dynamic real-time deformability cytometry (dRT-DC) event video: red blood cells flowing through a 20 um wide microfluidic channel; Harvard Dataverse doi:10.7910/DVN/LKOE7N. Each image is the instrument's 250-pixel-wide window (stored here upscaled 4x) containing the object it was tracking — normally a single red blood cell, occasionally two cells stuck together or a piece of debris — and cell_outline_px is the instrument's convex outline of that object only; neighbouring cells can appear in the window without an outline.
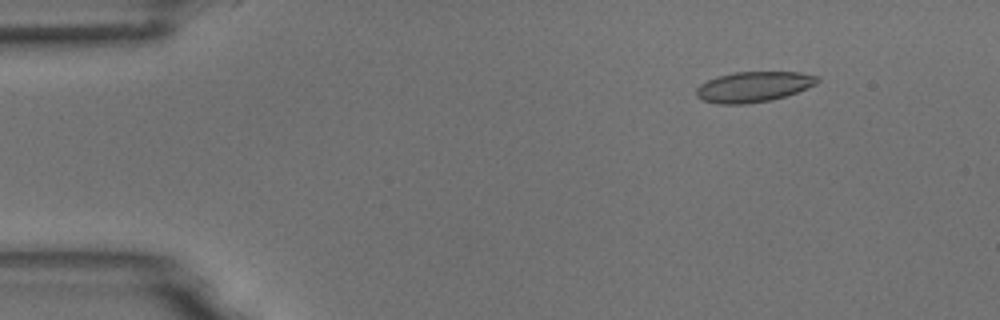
{"species": "common noctule bat (a hibernating species)", "species_latin": "Nyctalus noctula", "temperature_condition": "room temperature", "stored_images_in_passage": 6, "camera_frame_rate_fps": 3000, "um_per_image_px": 0.085, "animal": {"sex": "male", "body_mass_g": 18.8}, "frame": {"image": 1, "passage_image": 2, "time_ms": 0.333, "image_size_px": [1000, 320], "cell_outline_px": [[820, 80], [816, 84], [796, 92], [772, 100], [744, 104], [716, 104], [704, 100], [696, 96], [696, 88], [700, 84], [716, 76], [732, 72], [800, 72], [820, 76]], "centroid_in_image_um": [64.04, 7.37], "position_along_channel_um": 21.0, "area_um2": 21.56}}
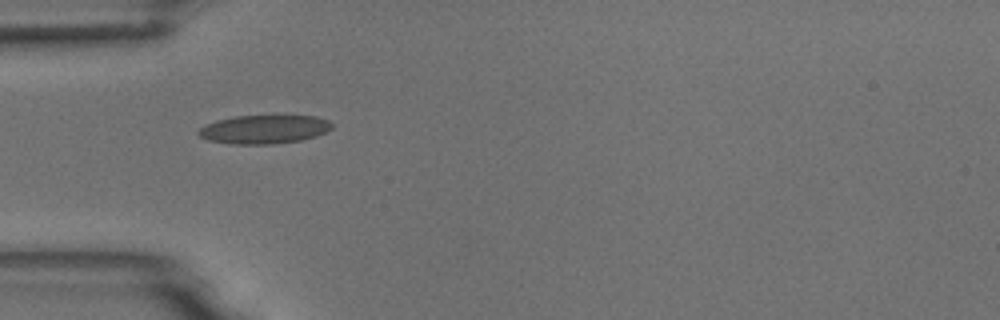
{"frame": {"image": 2, "passage_image": 5, "time_ms": 1.333, "image_size_px": [1000, 320], "cell_outline_px": [[332, 128], [316, 136], [300, 140], [272, 144], [232, 144], [208, 140], [200, 136], [196, 132], [204, 124], [216, 120], [236, 116], [316, 116], [328, 120], [332, 124]], "centroid_in_image_um": [22.42, 10.99], "position_along_channel_um": 62.6, "area_um2": 22.2}}